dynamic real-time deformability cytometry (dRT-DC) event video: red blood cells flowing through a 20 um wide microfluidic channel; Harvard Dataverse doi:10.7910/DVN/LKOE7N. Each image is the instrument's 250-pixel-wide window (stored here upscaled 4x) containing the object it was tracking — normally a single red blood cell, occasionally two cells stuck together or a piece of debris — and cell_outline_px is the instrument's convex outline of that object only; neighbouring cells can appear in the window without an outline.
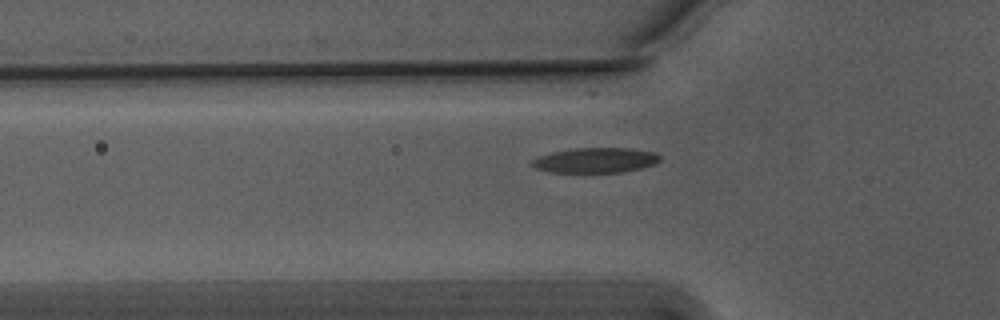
{"species": "Egyptian fruit bat (a non-hibernating species)", "species_latin": "Rousettus aegyptiacus", "temperature_condition": "warm", "stored_images_in_passage": 35, "camera_frame_rate_fps": 3000, "um_per_image_px": 0.085, "animal": {"sex": "male"}, "frame": {"image": 1, "passage_image": 2, "time_ms": 0.333, "image_size_px": [1000, 320], "cell_outline_px": [[660, 160], [656, 164], [640, 168], [620, 172], [548, 172], [536, 168], [532, 164], [532, 160], [536, 156], [552, 152], [576, 148], [628, 148], [656, 152], [660, 156]], "centroid_in_image_um": [50.62, 13.61], "position_along_channel_um": 75.2, "area_um2": 18.67}}
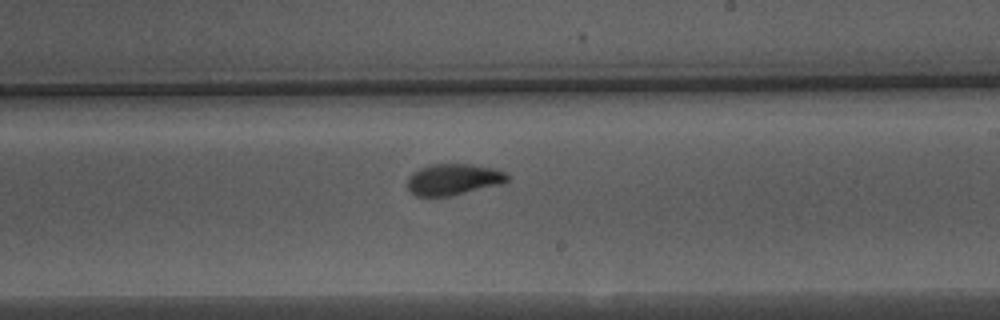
{"frame": {"image": 2, "passage_image": 16, "time_ms": 5.0, "image_size_px": [1000, 320], "cell_outline_px": [[508, 180], [504, 184], [448, 196], [416, 196], [408, 192], [408, 176], [412, 172], [420, 168], [432, 164], [472, 164], [496, 168], [508, 172]], "centroid_in_image_um": [38.56, 15.24], "position_along_channel_um": 250.4, "area_um2": 18.5}}
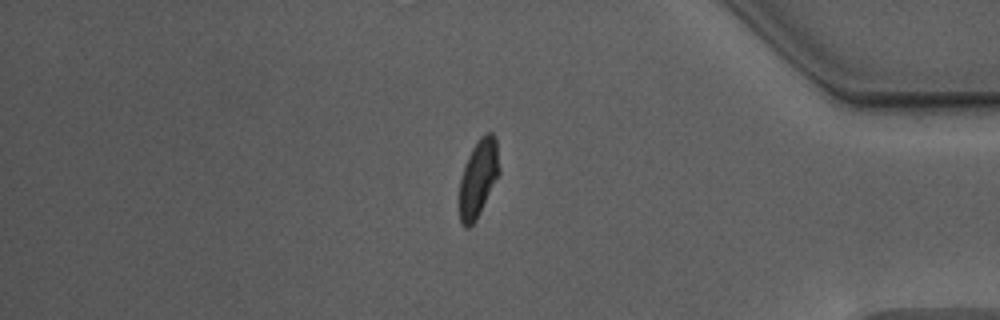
{"frame": {"image": 3, "passage_image": 30, "time_ms": 9.667, "image_size_px": [1000, 320], "cell_outline_px": [[500, 172], [476, 220], [468, 228], [464, 228], [460, 224], [460, 180], [468, 156], [476, 140], [484, 132], [492, 132], [496, 136], [500, 168]], "centroid_in_image_um": [40.67, 15.1], "position_along_channel_um": 394.5, "area_um2": 18.03}}